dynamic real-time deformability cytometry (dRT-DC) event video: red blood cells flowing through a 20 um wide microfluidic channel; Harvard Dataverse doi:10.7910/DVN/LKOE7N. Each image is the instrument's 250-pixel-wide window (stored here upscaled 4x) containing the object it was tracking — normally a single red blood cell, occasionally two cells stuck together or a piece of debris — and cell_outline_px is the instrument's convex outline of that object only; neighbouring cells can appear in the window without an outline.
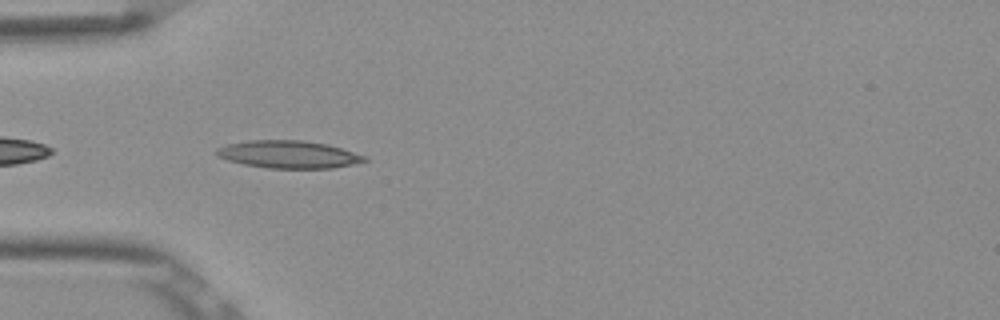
{"species": "Egyptian fruit bat (a non-hibernating species)", "species_latin": "Rousettus aegyptiacus", "temperature_condition": "room temperature", "stored_images_in_passage": 38, "camera_frame_rate_fps": 3000, "um_per_image_px": 0.085, "frame": {"image": 1, "passage_image": 2, "time_ms": 0.333, "image_size_px": [1000, 320], "cell_outline_px": [[368, 160], [352, 164], [332, 168], [268, 168], [244, 164], [228, 160], [216, 156], [216, 148], [228, 144], [248, 140], [300, 140], [328, 144], [368, 156]], "centroid_in_image_um": [24.53, 13.12], "position_along_channel_um": 60.5, "area_um2": 23.76}}
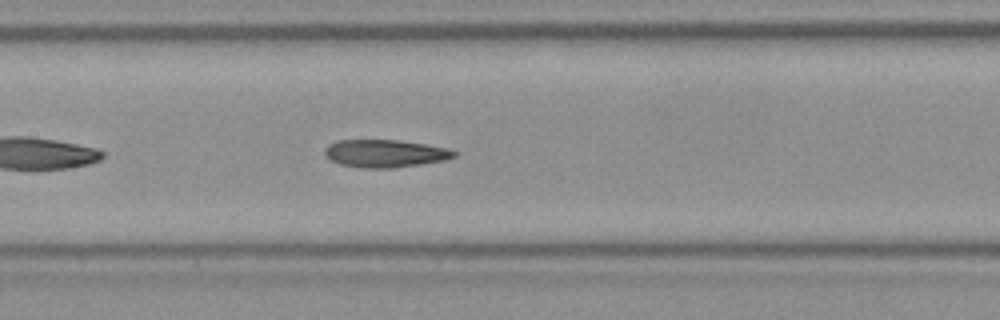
{"frame": {"image": 2, "passage_image": 11, "time_ms": 3.333, "image_size_px": [1000, 320], "cell_outline_px": [[460, 152], [456, 156], [444, 160], [420, 164], [392, 168], [364, 168], [340, 164], [328, 160], [324, 156], [324, 148], [328, 144], [336, 140], [400, 140], [448, 148]], "centroid_in_image_um": [32.7, 13.04], "position_along_channel_um": 174.7, "area_um2": 21.1}}
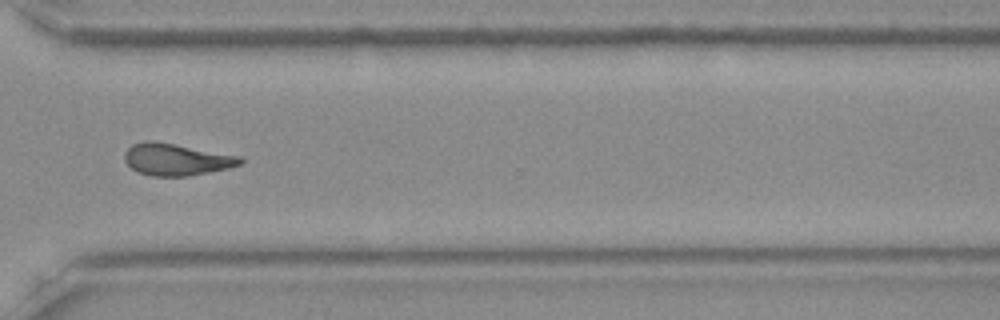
{"frame": {"image": 3, "passage_image": 25, "time_ms": 8.0, "image_size_px": [1000, 320], "cell_outline_px": [[244, 160], [240, 164], [228, 168], [188, 176], [152, 176], [136, 172], [124, 160], [124, 152], [132, 144], [144, 140], [152, 140], [240, 156]], "centroid_in_image_um": [14.94, 13.55], "position_along_channel_um": 355.7, "area_um2": 21.44}, "authors_computed_cell_mechanics": {"area_um2": 20.9236, "velocity_mm_per_s": 3.88, "shape_relaxation_time_tau1_ms": null, "shape_relaxation_time_tau2_ms": 3.3403, "deformation_change_tau1": null, "deformation_change_tau2": 0.1378}}